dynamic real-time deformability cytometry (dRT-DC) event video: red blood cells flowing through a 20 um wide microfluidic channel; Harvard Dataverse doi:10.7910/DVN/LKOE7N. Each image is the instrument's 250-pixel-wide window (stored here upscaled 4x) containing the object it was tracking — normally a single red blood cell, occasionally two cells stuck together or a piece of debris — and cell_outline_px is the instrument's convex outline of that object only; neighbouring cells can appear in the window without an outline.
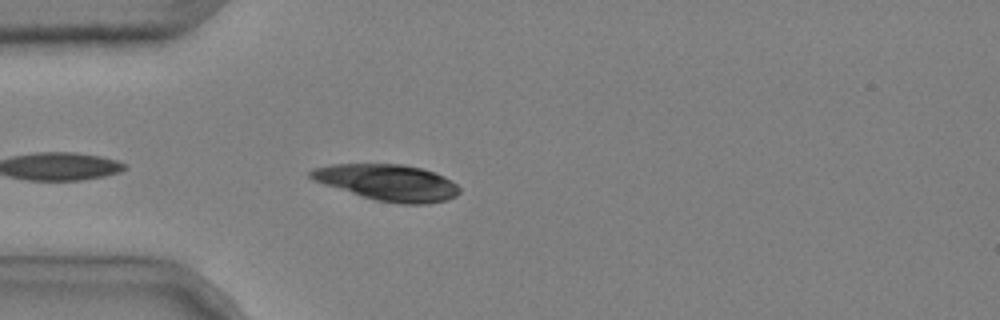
{"species": "common noctule bat (a hibernating species)", "species_latin": "Nyctalus noctula", "temperature_condition": "cold", "stored_images_in_passage": 3, "camera_frame_rate_fps": 3000, "um_per_image_px": 0.085, "animal": {"sex": "male", "body_mass_g": 20.4}, "frame": {"image": 1, "passage_image": 3, "time_ms": 0.667, "image_size_px": [1000, 320], "cell_outline_px": [[460, 192], [456, 196], [448, 200], [428, 204], [400, 204], [376, 200], [360, 196], [312, 180], [308, 176], [308, 172], [312, 168], [332, 164], [400, 164], [420, 168], [444, 176], [452, 180], [460, 188]], "centroid_in_image_um": [32.94, 15.52], "position_along_channel_um": 52.1, "area_um2": 31.56}}